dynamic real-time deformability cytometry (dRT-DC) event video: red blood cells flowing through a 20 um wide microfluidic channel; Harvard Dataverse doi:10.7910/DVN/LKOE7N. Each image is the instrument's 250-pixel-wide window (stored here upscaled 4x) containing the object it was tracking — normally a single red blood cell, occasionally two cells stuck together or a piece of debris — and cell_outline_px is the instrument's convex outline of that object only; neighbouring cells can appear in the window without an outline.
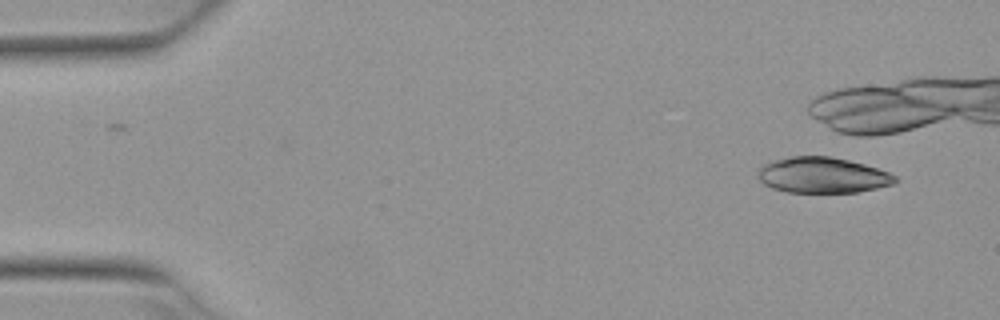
{"species": "Egyptian fruit bat (a non-hibernating species)", "species_latin": "Rousettus aegyptiacus", "temperature_condition": "warm", "stored_images_in_passage": 3, "camera_frame_rate_fps": 3000, "um_per_image_px": 0.085, "animal": {"sex": "female"}, "frame": {"image": 1, "passage_image": 3, "time_ms": 0.667, "image_size_px": [1000, 320], "cell_outline_px": [[900, 180], [896, 184], [856, 192], [788, 192], [772, 188], [764, 184], [760, 180], [760, 168], [764, 164], [788, 156], [832, 156], [864, 164], [888, 172], [896, 176]], "centroid_in_image_um": [69.97, 14.89], "position_along_channel_um": 15.0, "area_um2": 28.44}}